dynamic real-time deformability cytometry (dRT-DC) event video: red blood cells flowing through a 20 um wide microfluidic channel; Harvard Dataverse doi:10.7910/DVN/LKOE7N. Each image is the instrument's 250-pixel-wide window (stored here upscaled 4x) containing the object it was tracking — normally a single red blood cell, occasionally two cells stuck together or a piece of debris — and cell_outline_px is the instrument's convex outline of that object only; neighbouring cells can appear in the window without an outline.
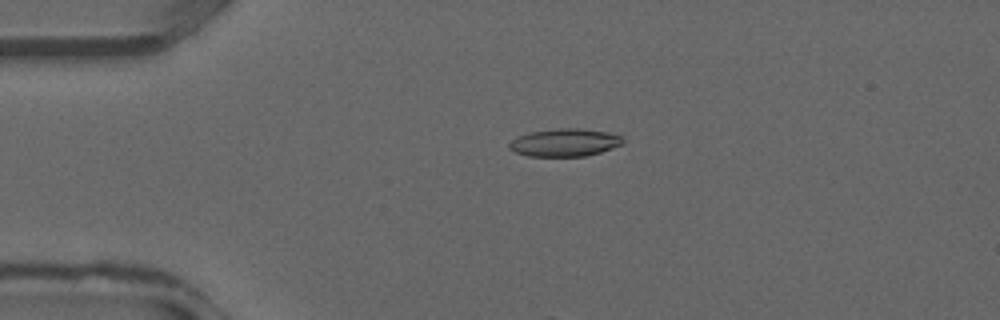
{"species": "common noctule bat (a hibernating species)", "species_latin": "Nyctalus noctula", "temperature_condition": "warm", "stored_images_in_passage": 15, "camera_frame_rate_fps": 3000, "um_per_image_px": 0.085, "animal": {"sex": "male", "forearm_length_mm": 52.5}, "frame": {"image": 1, "passage_image": 8, "time_ms": 2.333, "image_size_px": [1000, 320], "cell_outline_px": [[624, 144], [600, 152], [584, 156], [528, 156], [516, 152], [508, 148], [508, 144], [516, 136], [532, 132], [556, 128], [580, 128], [608, 132], [624, 136]], "centroid_in_image_um": [48.03, 12.11], "position_along_channel_um": 37.0, "area_um2": 18.5}}
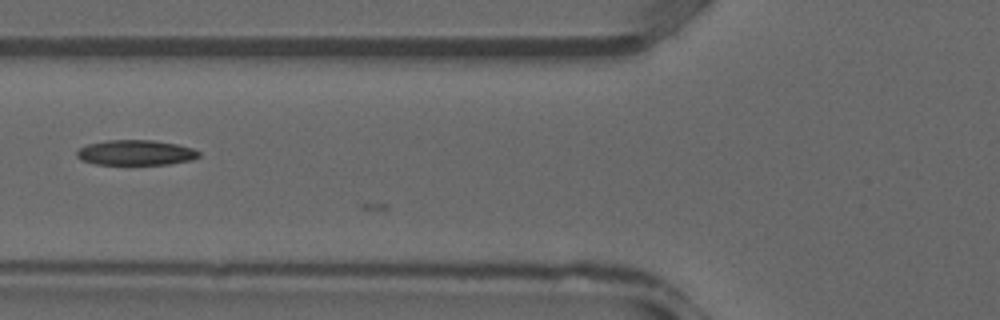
{"frame": {"image": 2, "passage_image": 14, "time_ms": 4.333, "image_size_px": [1000, 320], "cell_outline_px": [[200, 156], [192, 160], [172, 164], [96, 164], [80, 160], [76, 156], [76, 152], [80, 148], [88, 144], [108, 140], [152, 140], [176, 144], [192, 148], [200, 152]], "centroid_in_image_um": [11.54, 12.98], "position_along_channel_um": 114.3, "area_um2": 17.92}}